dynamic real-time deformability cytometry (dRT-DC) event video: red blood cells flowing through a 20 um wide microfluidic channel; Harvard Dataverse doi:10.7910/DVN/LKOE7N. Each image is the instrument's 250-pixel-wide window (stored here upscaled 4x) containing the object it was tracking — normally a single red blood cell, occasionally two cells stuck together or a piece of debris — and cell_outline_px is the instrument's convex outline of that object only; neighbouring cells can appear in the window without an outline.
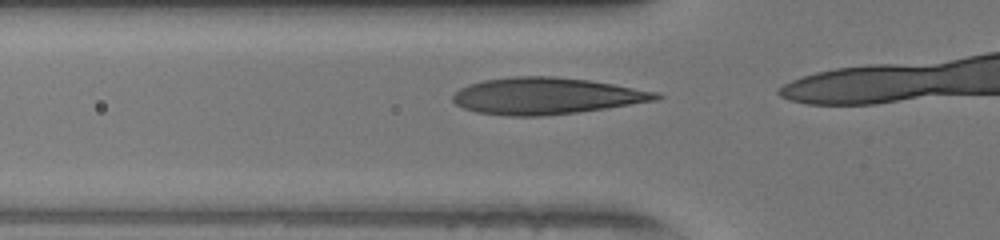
{"species": "human", "species_latin": "Homo sapiens", "temperature_condition": "warm", "stored_images_in_passage": 13, "camera_frame_rate_fps": 3000, "um_per_image_px": 0.085, "donor": {"sex": "female"}, "frame": {"image": 1, "passage_image": 9, "time_ms": 2.667, "image_size_px": [1000, 240], "cell_outline_px": [[664, 96], [656, 100], [608, 108], [544, 116], [504, 116], [476, 112], [464, 108], [456, 104], [452, 100], [452, 96], [460, 88], [468, 84], [484, 80], [516, 76], [556, 76], [588, 80], [612, 84], [656, 92]], "centroid_in_image_um": [46.39, 8.16], "position_along_channel_um": 79.4, "area_um2": 43.29}}
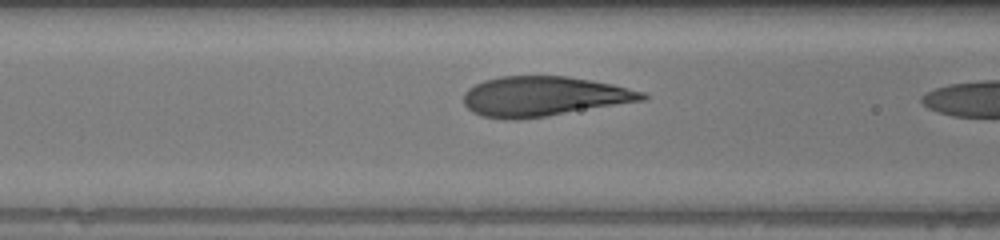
{"frame": {"image": 2, "passage_image": 12, "time_ms": 3.667, "image_size_px": [1000, 240], "cell_outline_px": [[648, 96], [644, 100], [548, 116], [516, 120], [512, 120], [484, 116], [472, 112], [464, 104], [464, 92], [468, 88], [484, 80], [500, 76], [568, 76], [592, 80], [612, 84], [644, 92]], "centroid_in_image_um": [46.2, 8.19], "position_along_channel_um": 120.4, "area_um2": 41.38}}